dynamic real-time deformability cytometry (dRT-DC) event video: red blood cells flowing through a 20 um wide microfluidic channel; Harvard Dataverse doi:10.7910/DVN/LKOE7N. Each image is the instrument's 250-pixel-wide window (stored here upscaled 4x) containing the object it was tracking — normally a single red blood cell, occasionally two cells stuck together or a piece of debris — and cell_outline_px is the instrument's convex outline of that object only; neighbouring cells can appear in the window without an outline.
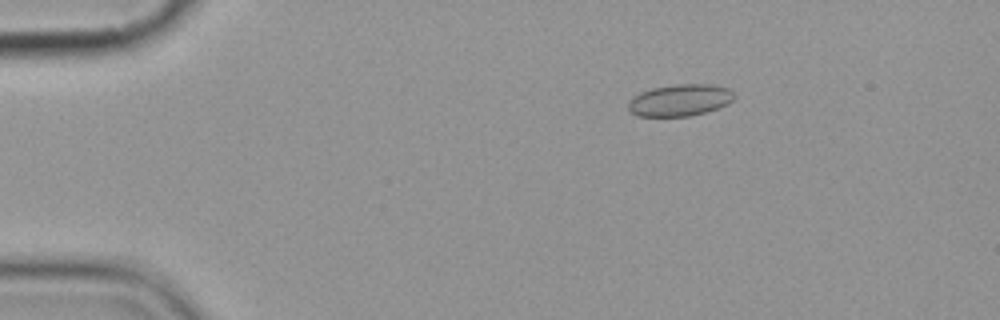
{"species": "common noctule bat (a hibernating species)", "species_latin": "Nyctalus noctula", "temperature_condition": "cold", "stored_images_in_passage": 4, "camera_frame_rate_fps": 3000, "um_per_image_px": 0.085, "animal": {"sex": "female", "body_mass_g": 19.9}, "frame": {"image": 1, "passage_image": 2, "time_ms": 2.0, "image_size_px": [1000, 320], "cell_outline_px": [[736, 96], [728, 104], [720, 108], [688, 116], [636, 116], [628, 108], [628, 100], [640, 92], [652, 88], [676, 84], [708, 84], [728, 88]], "centroid_in_image_um": [57.79, 8.51], "position_along_channel_um": 27.2, "area_um2": 19.65}}